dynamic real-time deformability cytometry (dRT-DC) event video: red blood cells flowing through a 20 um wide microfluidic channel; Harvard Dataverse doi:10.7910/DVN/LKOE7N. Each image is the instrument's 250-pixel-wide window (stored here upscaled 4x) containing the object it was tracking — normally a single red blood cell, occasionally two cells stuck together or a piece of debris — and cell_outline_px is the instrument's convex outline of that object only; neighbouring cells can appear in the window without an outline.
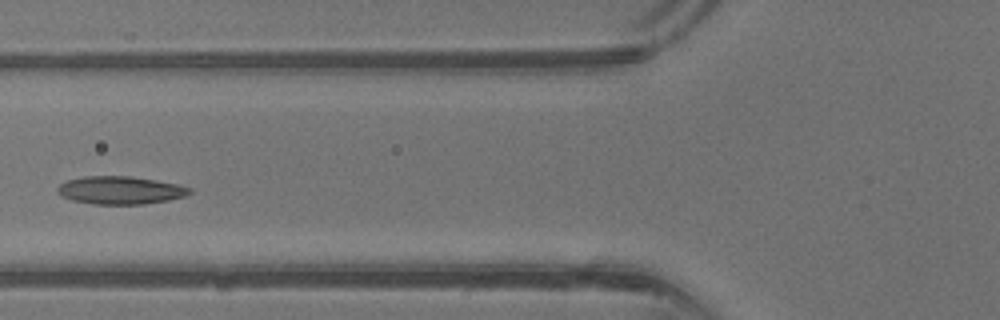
{"species": "common noctule bat (a hibernating species)", "species_latin": "Nyctalus noctula", "temperature_condition": "warm", "stored_images_in_passage": 15, "camera_frame_rate_fps": 3000, "um_per_image_px": 0.085, "animal": {"sex": "male", "body_mass_g": 13.3}, "frame": {"image": 1, "passage_image": 5, "time_ms": 1.333, "image_size_px": [1000, 320], "cell_outline_px": [[192, 192], [184, 196], [168, 200], [144, 204], [92, 204], [72, 200], [60, 196], [56, 192], [56, 188], [60, 184], [68, 180], [84, 176], [132, 176], [180, 184], [192, 188]], "centroid_in_image_um": [10.22, 16.16], "position_along_channel_um": 115.6, "area_um2": 21.68}}
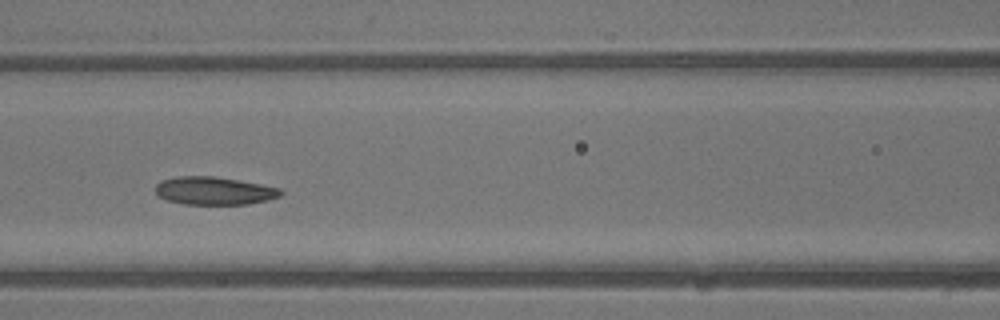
{"frame": {"image": 2, "passage_image": 7, "time_ms": 2.0, "image_size_px": [1000, 320], "cell_outline_px": [[284, 192], [280, 196], [268, 200], [248, 204], [184, 204], [168, 200], [160, 196], [156, 192], [156, 184], [160, 180], [176, 176], [216, 176], [260, 184], [280, 188]], "centroid_in_image_um": [18.21, 16.21], "position_along_channel_um": 148.4, "area_um2": 20.4}}
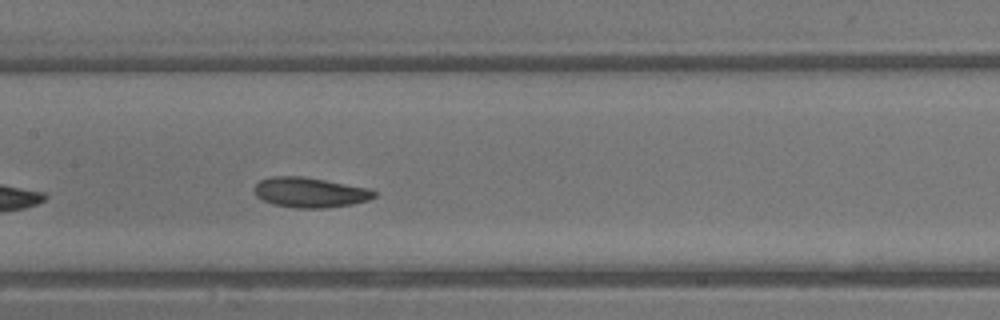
{"frame": {"image": 3, "passage_image": 9, "time_ms": 2.667, "image_size_px": [1000, 320], "cell_outline_px": [[376, 196], [368, 200], [352, 204], [324, 208], [296, 208], [272, 204], [256, 196], [252, 188], [260, 180], [272, 176], [304, 176], [368, 188], [376, 192]], "centroid_in_image_um": [26.32, 16.35], "position_along_channel_um": 181.1, "area_um2": 21.04}}